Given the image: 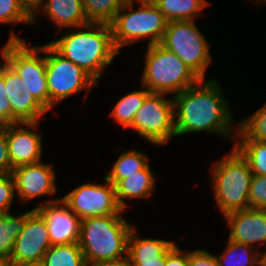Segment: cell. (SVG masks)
Wrapping results in <instances>:
<instances>
[{"mask_svg": "<svg viewBox=\"0 0 266 266\" xmlns=\"http://www.w3.org/2000/svg\"><path fill=\"white\" fill-rule=\"evenodd\" d=\"M25 222L26 212L19 215L0 213V259L10 260L14 242L23 230Z\"/></svg>", "mask_w": 266, "mask_h": 266, "instance_id": "cb8c5ba5", "label": "cell"}, {"mask_svg": "<svg viewBox=\"0 0 266 266\" xmlns=\"http://www.w3.org/2000/svg\"><path fill=\"white\" fill-rule=\"evenodd\" d=\"M151 165L148 164L143 170L137 174L128 176V178L120 180L115 185L116 200L122 210L125 211L127 205L126 200L131 199H149L155 192L156 176L152 171Z\"/></svg>", "mask_w": 266, "mask_h": 266, "instance_id": "ffe728a7", "label": "cell"}, {"mask_svg": "<svg viewBox=\"0 0 266 266\" xmlns=\"http://www.w3.org/2000/svg\"><path fill=\"white\" fill-rule=\"evenodd\" d=\"M24 10L33 17L42 7L45 0H18Z\"/></svg>", "mask_w": 266, "mask_h": 266, "instance_id": "8d00e7d4", "label": "cell"}, {"mask_svg": "<svg viewBox=\"0 0 266 266\" xmlns=\"http://www.w3.org/2000/svg\"><path fill=\"white\" fill-rule=\"evenodd\" d=\"M34 209L46 221L52 245L79 242L81 219L61 197L41 201Z\"/></svg>", "mask_w": 266, "mask_h": 266, "instance_id": "5bb4252c", "label": "cell"}, {"mask_svg": "<svg viewBox=\"0 0 266 266\" xmlns=\"http://www.w3.org/2000/svg\"><path fill=\"white\" fill-rule=\"evenodd\" d=\"M210 170L214 200L222 216L250 208L249 192L253 173L247 160L234 146Z\"/></svg>", "mask_w": 266, "mask_h": 266, "instance_id": "5b68a950", "label": "cell"}, {"mask_svg": "<svg viewBox=\"0 0 266 266\" xmlns=\"http://www.w3.org/2000/svg\"><path fill=\"white\" fill-rule=\"evenodd\" d=\"M236 138V141L266 142V103L250 116L238 121Z\"/></svg>", "mask_w": 266, "mask_h": 266, "instance_id": "4316f807", "label": "cell"}, {"mask_svg": "<svg viewBox=\"0 0 266 266\" xmlns=\"http://www.w3.org/2000/svg\"><path fill=\"white\" fill-rule=\"evenodd\" d=\"M249 206L266 210V176L252 175L249 192Z\"/></svg>", "mask_w": 266, "mask_h": 266, "instance_id": "4dcf8cb0", "label": "cell"}, {"mask_svg": "<svg viewBox=\"0 0 266 266\" xmlns=\"http://www.w3.org/2000/svg\"><path fill=\"white\" fill-rule=\"evenodd\" d=\"M171 21H192L202 16V10L210 5L206 0H151Z\"/></svg>", "mask_w": 266, "mask_h": 266, "instance_id": "44dd1931", "label": "cell"}, {"mask_svg": "<svg viewBox=\"0 0 266 266\" xmlns=\"http://www.w3.org/2000/svg\"><path fill=\"white\" fill-rule=\"evenodd\" d=\"M7 40L2 47L1 58L25 82L31 95L49 112L51 101L46 80L44 45L31 46L13 30Z\"/></svg>", "mask_w": 266, "mask_h": 266, "instance_id": "52a82bcc", "label": "cell"}, {"mask_svg": "<svg viewBox=\"0 0 266 266\" xmlns=\"http://www.w3.org/2000/svg\"><path fill=\"white\" fill-rule=\"evenodd\" d=\"M10 266H42L41 262H11Z\"/></svg>", "mask_w": 266, "mask_h": 266, "instance_id": "f35d334b", "label": "cell"}, {"mask_svg": "<svg viewBox=\"0 0 266 266\" xmlns=\"http://www.w3.org/2000/svg\"><path fill=\"white\" fill-rule=\"evenodd\" d=\"M127 0L110 23L116 50L140 40L148 39L147 46L160 44L168 21L151 0ZM128 10V11H127ZM127 11V12H126Z\"/></svg>", "mask_w": 266, "mask_h": 266, "instance_id": "277c9868", "label": "cell"}, {"mask_svg": "<svg viewBox=\"0 0 266 266\" xmlns=\"http://www.w3.org/2000/svg\"><path fill=\"white\" fill-rule=\"evenodd\" d=\"M105 183H84L61 199L80 218L122 214L116 200L115 186L104 176Z\"/></svg>", "mask_w": 266, "mask_h": 266, "instance_id": "8fae6325", "label": "cell"}, {"mask_svg": "<svg viewBox=\"0 0 266 266\" xmlns=\"http://www.w3.org/2000/svg\"><path fill=\"white\" fill-rule=\"evenodd\" d=\"M140 86L141 89L121 97L111 110L110 117L123 128H129L132 125L136 112L143 105L146 97L151 93L144 85Z\"/></svg>", "mask_w": 266, "mask_h": 266, "instance_id": "603a6c76", "label": "cell"}, {"mask_svg": "<svg viewBox=\"0 0 266 266\" xmlns=\"http://www.w3.org/2000/svg\"><path fill=\"white\" fill-rule=\"evenodd\" d=\"M51 246L46 221L33 208L26 211V222L14 242L10 261L42 262L44 254Z\"/></svg>", "mask_w": 266, "mask_h": 266, "instance_id": "7c38bea8", "label": "cell"}, {"mask_svg": "<svg viewBox=\"0 0 266 266\" xmlns=\"http://www.w3.org/2000/svg\"><path fill=\"white\" fill-rule=\"evenodd\" d=\"M49 44L98 84L103 70L120 54L113 44L110 24L104 23L89 22L74 30L68 29L61 38L52 40Z\"/></svg>", "mask_w": 266, "mask_h": 266, "instance_id": "7a4b0ae2", "label": "cell"}, {"mask_svg": "<svg viewBox=\"0 0 266 266\" xmlns=\"http://www.w3.org/2000/svg\"><path fill=\"white\" fill-rule=\"evenodd\" d=\"M11 261L9 259H0V266H10Z\"/></svg>", "mask_w": 266, "mask_h": 266, "instance_id": "60d3db41", "label": "cell"}, {"mask_svg": "<svg viewBox=\"0 0 266 266\" xmlns=\"http://www.w3.org/2000/svg\"><path fill=\"white\" fill-rule=\"evenodd\" d=\"M233 146L247 160L253 175L266 176V142L234 141Z\"/></svg>", "mask_w": 266, "mask_h": 266, "instance_id": "f1b7e54d", "label": "cell"}, {"mask_svg": "<svg viewBox=\"0 0 266 266\" xmlns=\"http://www.w3.org/2000/svg\"><path fill=\"white\" fill-rule=\"evenodd\" d=\"M124 214L88 217L80 221L79 246L87 266L127 257L129 234L134 227Z\"/></svg>", "mask_w": 266, "mask_h": 266, "instance_id": "3957f363", "label": "cell"}, {"mask_svg": "<svg viewBox=\"0 0 266 266\" xmlns=\"http://www.w3.org/2000/svg\"><path fill=\"white\" fill-rule=\"evenodd\" d=\"M88 22L110 24L125 0H81Z\"/></svg>", "mask_w": 266, "mask_h": 266, "instance_id": "83f0119b", "label": "cell"}, {"mask_svg": "<svg viewBox=\"0 0 266 266\" xmlns=\"http://www.w3.org/2000/svg\"><path fill=\"white\" fill-rule=\"evenodd\" d=\"M13 171L8 153L6 125L0 128V175L10 174Z\"/></svg>", "mask_w": 266, "mask_h": 266, "instance_id": "e575fe53", "label": "cell"}, {"mask_svg": "<svg viewBox=\"0 0 266 266\" xmlns=\"http://www.w3.org/2000/svg\"><path fill=\"white\" fill-rule=\"evenodd\" d=\"M177 243L163 238H141L135 226L127 243V259L131 266H165L167 253Z\"/></svg>", "mask_w": 266, "mask_h": 266, "instance_id": "ac0fdd59", "label": "cell"}, {"mask_svg": "<svg viewBox=\"0 0 266 266\" xmlns=\"http://www.w3.org/2000/svg\"><path fill=\"white\" fill-rule=\"evenodd\" d=\"M11 174L20 202H29L41 196H53L57 192V176L51 163L41 160L21 165L14 168Z\"/></svg>", "mask_w": 266, "mask_h": 266, "instance_id": "4fadbf2b", "label": "cell"}, {"mask_svg": "<svg viewBox=\"0 0 266 266\" xmlns=\"http://www.w3.org/2000/svg\"><path fill=\"white\" fill-rule=\"evenodd\" d=\"M259 249L227 239L226 248L217 256L219 266H258Z\"/></svg>", "mask_w": 266, "mask_h": 266, "instance_id": "d4e9b609", "label": "cell"}, {"mask_svg": "<svg viewBox=\"0 0 266 266\" xmlns=\"http://www.w3.org/2000/svg\"><path fill=\"white\" fill-rule=\"evenodd\" d=\"M258 266H266V248L262 252H259V263Z\"/></svg>", "mask_w": 266, "mask_h": 266, "instance_id": "ab89813d", "label": "cell"}, {"mask_svg": "<svg viewBox=\"0 0 266 266\" xmlns=\"http://www.w3.org/2000/svg\"><path fill=\"white\" fill-rule=\"evenodd\" d=\"M46 80L51 109L58 102L85 91V97L97 82L71 60L60 55L49 43L44 44Z\"/></svg>", "mask_w": 266, "mask_h": 266, "instance_id": "9c48e42d", "label": "cell"}, {"mask_svg": "<svg viewBox=\"0 0 266 266\" xmlns=\"http://www.w3.org/2000/svg\"><path fill=\"white\" fill-rule=\"evenodd\" d=\"M146 47L140 85L150 92L175 96L200 80L175 53L162 45Z\"/></svg>", "mask_w": 266, "mask_h": 266, "instance_id": "8992f818", "label": "cell"}, {"mask_svg": "<svg viewBox=\"0 0 266 266\" xmlns=\"http://www.w3.org/2000/svg\"><path fill=\"white\" fill-rule=\"evenodd\" d=\"M39 122L6 124L8 153L12 168L41 161L42 132L36 131Z\"/></svg>", "mask_w": 266, "mask_h": 266, "instance_id": "9a60e30c", "label": "cell"}, {"mask_svg": "<svg viewBox=\"0 0 266 266\" xmlns=\"http://www.w3.org/2000/svg\"><path fill=\"white\" fill-rule=\"evenodd\" d=\"M41 263L42 266H87L79 243L52 245Z\"/></svg>", "mask_w": 266, "mask_h": 266, "instance_id": "484cf974", "label": "cell"}, {"mask_svg": "<svg viewBox=\"0 0 266 266\" xmlns=\"http://www.w3.org/2000/svg\"><path fill=\"white\" fill-rule=\"evenodd\" d=\"M224 220L229 227L228 239L256 249L259 244L266 245V210L243 209L227 214Z\"/></svg>", "mask_w": 266, "mask_h": 266, "instance_id": "e0dca14e", "label": "cell"}, {"mask_svg": "<svg viewBox=\"0 0 266 266\" xmlns=\"http://www.w3.org/2000/svg\"><path fill=\"white\" fill-rule=\"evenodd\" d=\"M39 13L46 15L59 30L73 29L89 23L81 0H45L42 7L32 17V24L38 22L36 16Z\"/></svg>", "mask_w": 266, "mask_h": 266, "instance_id": "d6986e66", "label": "cell"}, {"mask_svg": "<svg viewBox=\"0 0 266 266\" xmlns=\"http://www.w3.org/2000/svg\"><path fill=\"white\" fill-rule=\"evenodd\" d=\"M6 98L11 106V123L40 122L47 110L28 91L25 82L4 61Z\"/></svg>", "mask_w": 266, "mask_h": 266, "instance_id": "2e32d148", "label": "cell"}, {"mask_svg": "<svg viewBox=\"0 0 266 266\" xmlns=\"http://www.w3.org/2000/svg\"><path fill=\"white\" fill-rule=\"evenodd\" d=\"M160 45L175 53L200 79L205 78L212 61L211 46L195 20L168 22Z\"/></svg>", "mask_w": 266, "mask_h": 266, "instance_id": "ba28073f", "label": "cell"}, {"mask_svg": "<svg viewBox=\"0 0 266 266\" xmlns=\"http://www.w3.org/2000/svg\"><path fill=\"white\" fill-rule=\"evenodd\" d=\"M172 97L176 137L205 132L221 135L232 142L236 139L238 124H233L229 103L216 79H200Z\"/></svg>", "mask_w": 266, "mask_h": 266, "instance_id": "6da1fadb", "label": "cell"}, {"mask_svg": "<svg viewBox=\"0 0 266 266\" xmlns=\"http://www.w3.org/2000/svg\"><path fill=\"white\" fill-rule=\"evenodd\" d=\"M250 2L255 1V3H257L258 5L261 4L262 2L266 3V0H248Z\"/></svg>", "mask_w": 266, "mask_h": 266, "instance_id": "b9f144b4", "label": "cell"}, {"mask_svg": "<svg viewBox=\"0 0 266 266\" xmlns=\"http://www.w3.org/2000/svg\"><path fill=\"white\" fill-rule=\"evenodd\" d=\"M88 266H131V265L126 257L124 259L117 261L91 263Z\"/></svg>", "mask_w": 266, "mask_h": 266, "instance_id": "74e56055", "label": "cell"}, {"mask_svg": "<svg viewBox=\"0 0 266 266\" xmlns=\"http://www.w3.org/2000/svg\"><path fill=\"white\" fill-rule=\"evenodd\" d=\"M129 128L153 145L168 143L176 137L173 97L151 92L136 112Z\"/></svg>", "mask_w": 266, "mask_h": 266, "instance_id": "30bf717a", "label": "cell"}, {"mask_svg": "<svg viewBox=\"0 0 266 266\" xmlns=\"http://www.w3.org/2000/svg\"><path fill=\"white\" fill-rule=\"evenodd\" d=\"M0 121L4 125L11 124V106L6 98V87L4 83V61L0 63Z\"/></svg>", "mask_w": 266, "mask_h": 266, "instance_id": "836d02e7", "label": "cell"}, {"mask_svg": "<svg viewBox=\"0 0 266 266\" xmlns=\"http://www.w3.org/2000/svg\"><path fill=\"white\" fill-rule=\"evenodd\" d=\"M148 158L147 153L144 154L136 149L121 152L111 171H107L105 178L115 186L120 180L143 170L149 164Z\"/></svg>", "mask_w": 266, "mask_h": 266, "instance_id": "7402d4cb", "label": "cell"}, {"mask_svg": "<svg viewBox=\"0 0 266 266\" xmlns=\"http://www.w3.org/2000/svg\"><path fill=\"white\" fill-rule=\"evenodd\" d=\"M16 195L12 174L0 175V213L10 212Z\"/></svg>", "mask_w": 266, "mask_h": 266, "instance_id": "1f68e13d", "label": "cell"}, {"mask_svg": "<svg viewBox=\"0 0 266 266\" xmlns=\"http://www.w3.org/2000/svg\"><path fill=\"white\" fill-rule=\"evenodd\" d=\"M188 266H219L216 254L206 249H196L188 252Z\"/></svg>", "mask_w": 266, "mask_h": 266, "instance_id": "d6a6232c", "label": "cell"}, {"mask_svg": "<svg viewBox=\"0 0 266 266\" xmlns=\"http://www.w3.org/2000/svg\"><path fill=\"white\" fill-rule=\"evenodd\" d=\"M3 126H4V124L0 121V128L3 127Z\"/></svg>", "mask_w": 266, "mask_h": 266, "instance_id": "7bdbcfd3", "label": "cell"}, {"mask_svg": "<svg viewBox=\"0 0 266 266\" xmlns=\"http://www.w3.org/2000/svg\"><path fill=\"white\" fill-rule=\"evenodd\" d=\"M31 24L32 17L18 0H0V24Z\"/></svg>", "mask_w": 266, "mask_h": 266, "instance_id": "f546056e", "label": "cell"}, {"mask_svg": "<svg viewBox=\"0 0 266 266\" xmlns=\"http://www.w3.org/2000/svg\"><path fill=\"white\" fill-rule=\"evenodd\" d=\"M165 266H188V252L176 244L166 255Z\"/></svg>", "mask_w": 266, "mask_h": 266, "instance_id": "d590c367", "label": "cell"}]
</instances>
